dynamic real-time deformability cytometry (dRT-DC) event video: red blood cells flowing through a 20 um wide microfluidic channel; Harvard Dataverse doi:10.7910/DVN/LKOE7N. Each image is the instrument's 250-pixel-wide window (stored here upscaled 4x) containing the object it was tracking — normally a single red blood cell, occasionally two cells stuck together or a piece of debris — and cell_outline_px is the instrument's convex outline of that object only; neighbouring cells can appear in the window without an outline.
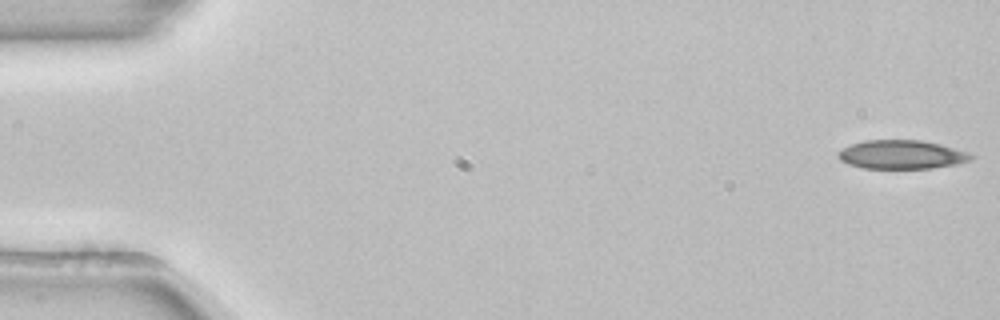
{"species": "common noctule bat (a hibernating species)", "species_latin": "Nyctalus noctula", "temperature_condition": "room temperature", "stored_images_in_passage": 53, "camera_frame_rate_fps": 3000, "um_per_image_px": 0.085, "animal": {"sex": "female", "body_mass_g": 22.7, "forearm_length_mm": 54.2}, "frame": {"image": 1, "passage_image": 1, "time_ms": 0.0, "image_size_px": [1000, 320], "cell_outline_px": [[976, 156], [972, 160], [956, 164], [932, 168], [864, 168], [848, 164], [840, 160], [836, 156], [836, 152], [852, 144], [864, 140], [920, 140], [940, 144], [968, 152]], "centroid_in_image_um": [76.64, 13.14], "position_along_channel_um": 8.4, "area_um2": 22.31}}
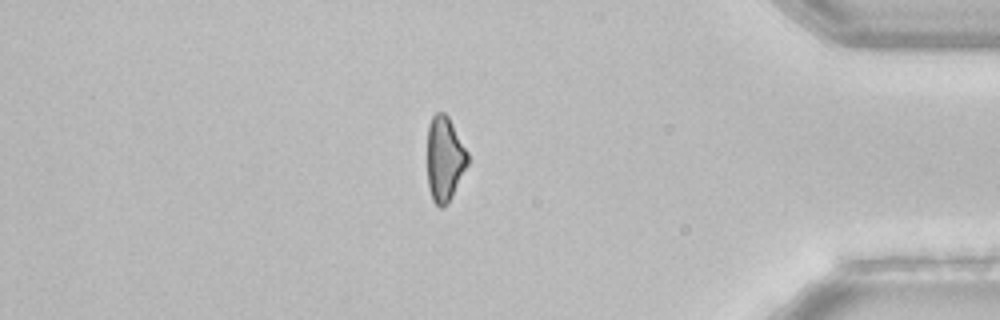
{"frame": {"image": 2, "passage_image": 45, "time_ms": 14.667, "image_size_px": [1000, 320], "cell_outline_px": [[468, 164], [448, 204], [444, 208], [440, 208], [432, 200], [428, 188], [428, 124], [432, 116], [436, 112], [444, 112], [448, 116], [468, 152]], "centroid_in_image_um": [37.79, 13.52], "position_along_channel_um": 397.4, "area_um2": 20.06}}
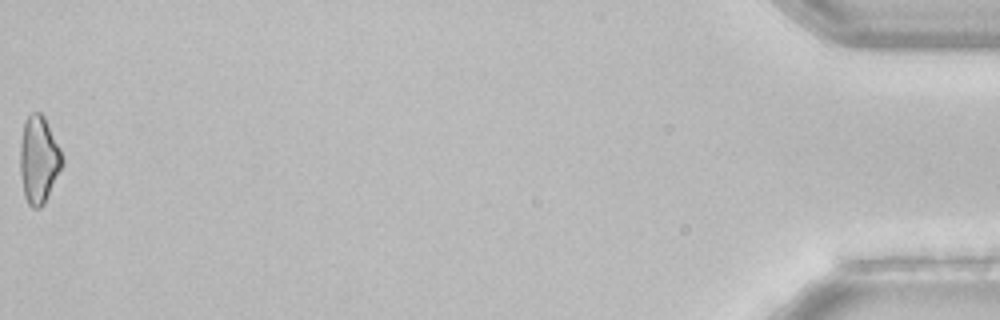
{"frame": {"image": 3, "passage_image": 53, "time_ms": 17.333, "image_size_px": [1000, 320], "cell_outline_px": [[64, 164], [44, 204], [40, 208], [32, 208], [28, 204], [24, 196], [20, 172], [20, 144], [24, 120], [32, 112], [40, 112], [44, 116], [64, 156]], "centroid_in_image_um": [3.3, 13.58], "position_along_channel_um": 431.9, "area_um2": 21.68}, "authors_computed_cell_mechanics": {"area_um2": 22.8888, "velocity_mm_per_s": 3.8925, "shape_relaxation_time_tau1_ms": 10.5928, "shape_relaxation_time_tau2_ms": null, "deformation_change_tau1": 0.1992, "deformation_change_tau2": null}}